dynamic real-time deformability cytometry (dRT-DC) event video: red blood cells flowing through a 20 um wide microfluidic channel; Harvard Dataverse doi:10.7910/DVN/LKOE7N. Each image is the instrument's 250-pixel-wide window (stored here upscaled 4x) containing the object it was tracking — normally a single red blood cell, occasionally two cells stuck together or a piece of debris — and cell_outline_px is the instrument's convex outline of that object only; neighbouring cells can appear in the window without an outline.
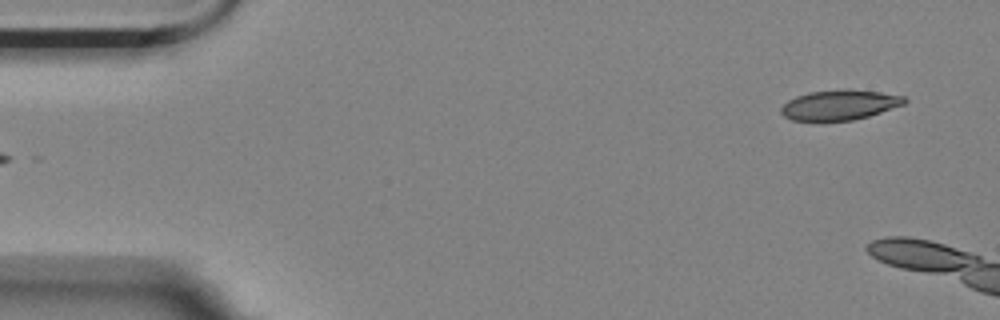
{"species": "Egyptian fruit bat (a non-hibernating species)", "species_latin": "Rousettus aegyptiacus", "temperature_condition": "room temperature", "stored_images_in_passage": 6, "camera_frame_rate_fps": 3000, "um_per_image_px": 0.085, "animal": {"sex": "female"}, "frame": {"image": 1, "passage_image": 6, "time_ms": 1.667, "image_size_px": [1000, 320], "cell_outline_px": [[908, 100], [904, 104], [868, 116], [852, 120], [792, 120], [784, 116], [780, 112], [780, 108], [788, 100], [796, 96], [808, 92], [880, 92], [904, 96]], "centroid_in_image_um": [71.33, 8.96], "position_along_channel_um": 13.7, "area_um2": 20.52}}